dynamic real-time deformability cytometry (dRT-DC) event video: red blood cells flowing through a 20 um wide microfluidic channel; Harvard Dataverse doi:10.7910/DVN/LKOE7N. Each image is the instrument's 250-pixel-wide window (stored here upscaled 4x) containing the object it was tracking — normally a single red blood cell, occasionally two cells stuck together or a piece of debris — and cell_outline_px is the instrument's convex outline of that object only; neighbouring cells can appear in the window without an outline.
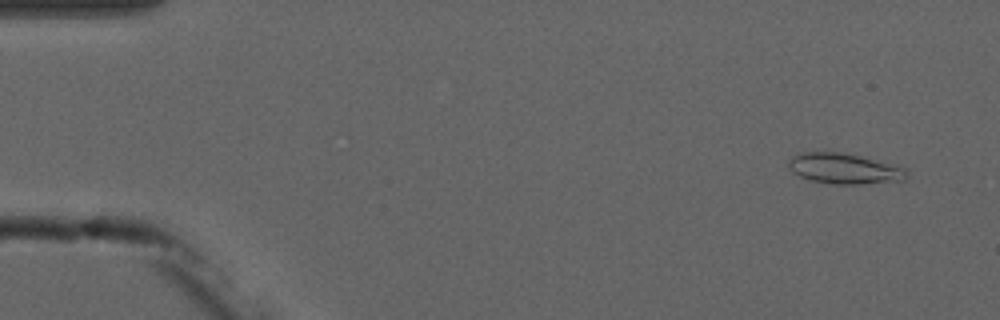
{"species": "common noctule bat (a hibernating species)", "species_latin": "Nyctalus noctula", "temperature_condition": "cold", "stored_images_in_passage": 4, "camera_frame_rate_fps": 3000, "um_per_image_px": 0.085, "animal": {"sex": "male", "forearm_length_mm": 52.5}, "frame": {"image": 1, "passage_image": 1, "time_ms": 0.0, "image_size_px": [1000, 320], "cell_outline_px": [[908, 176], [904, 180], [860, 184], [832, 184], [812, 180], [800, 176], [792, 172], [788, 164], [788, 160], [792, 156], [804, 152], [844, 152], [896, 164], [908, 168]], "centroid_in_image_um": [71.82, 14.32], "position_along_channel_um": 13.2, "area_um2": 21.27}}